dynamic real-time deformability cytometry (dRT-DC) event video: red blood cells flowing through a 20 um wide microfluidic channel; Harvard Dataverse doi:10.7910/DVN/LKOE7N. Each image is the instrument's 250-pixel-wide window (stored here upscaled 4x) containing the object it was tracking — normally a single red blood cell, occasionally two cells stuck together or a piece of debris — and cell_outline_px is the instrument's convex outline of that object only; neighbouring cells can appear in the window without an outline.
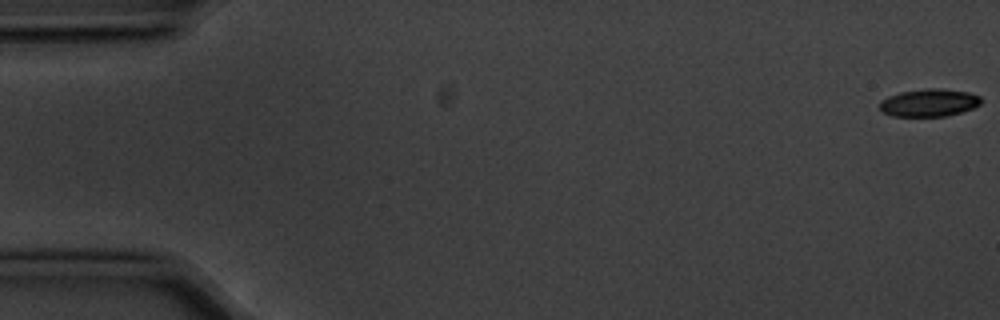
{"species": "common noctule bat (a hibernating species)", "species_latin": "Nyctalus noctula", "temperature_condition": "cold", "stored_images_in_passage": 4, "camera_frame_rate_fps": 3000, "um_per_image_px": 0.085, "animal": {"sex": "male", "body_mass_g": 20.1, "forearm_length_mm": 53.5}, "frame": {"image": 1, "passage_image": 1, "time_ms": 0.0, "image_size_px": [1000, 320], "cell_outline_px": [[980, 104], [972, 108], [960, 112], [944, 116], [892, 116], [884, 112], [880, 108], [880, 100], [888, 96], [900, 92], [928, 88], [936, 88], [968, 92], [980, 96]], "centroid_in_image_um": [78.95, 8.72], "position_along_channel_um": 6.1, "area_um2": 16.13}}